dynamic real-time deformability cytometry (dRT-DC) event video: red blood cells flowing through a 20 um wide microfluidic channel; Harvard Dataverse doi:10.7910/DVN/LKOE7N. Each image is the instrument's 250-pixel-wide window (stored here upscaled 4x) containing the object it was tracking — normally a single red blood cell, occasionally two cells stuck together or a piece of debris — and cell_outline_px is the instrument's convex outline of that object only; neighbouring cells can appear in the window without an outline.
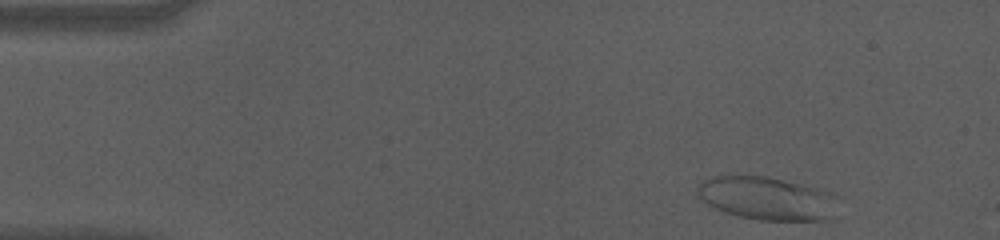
{"species": "human", "species_latin": "Homo sapiens", "temperature_condition": "cold", "stored_images_in_passage": 44, "camera_frame_rate_fps": 3000, "um_per_image_px": 0.085, "donor": {"sex": "male"}, "frame": {"image": 1, "passage_image": 2, "time_ms": 0.333, "image_size_px": [1000, 240], "cell_outline_px": [[836, 220], [760, 220], [740, 216], [724, 212], [700, 200], [696, 196], [696, 188], [704, 180], [712, 176], [768, 176], [800, 184], [812, 188], [820, 192]], "centroid_in_image_um": [64.93, 16.87], "position_along_channel_um": 20.1, "area_um2": 33.81}}
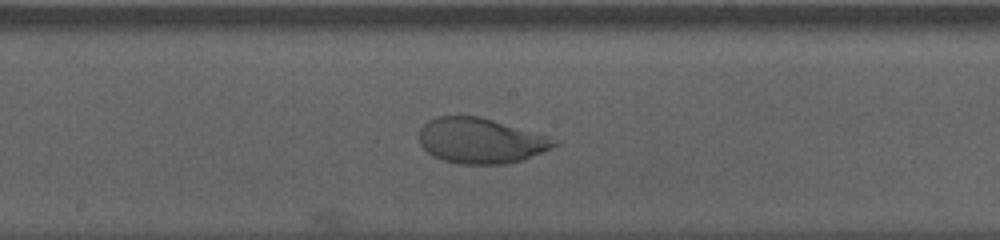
{"frame": {"image": 2, "passage_image": 26, "time_ms": 8.333, "image_size_px": [1000, 240], "cell_outline_px": [[560, 144], [552, 148], [520, 160], [504, 164], [456, 164], [432, 156], [420, 144], [420, 128], [428, 120], [436, 116], [480, 116], [548, 136]], "centroid_in_image_um": [40.82, 11.96], "position_along_channel_um": 207.4, "area_um2": 35.49}}
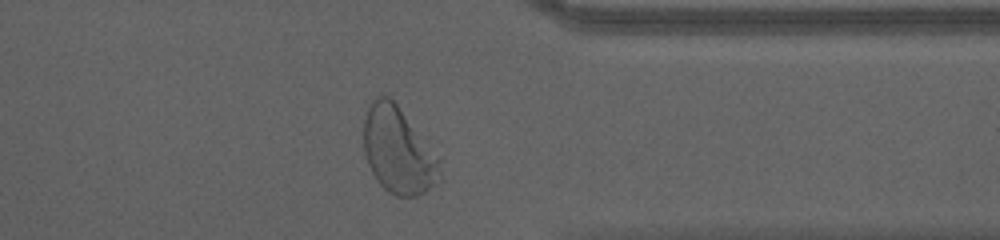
{"frame": {"image": 3, "passage_image": 41, "time_ms": 13.333, "image_size_px": [1000, 240], "cell_outline_px": [[444, 180], [440, 184], [416, 196], [396, 196], [388, 192], [380, 184], [372, 172], [364, 156], [364, 120], [368, 108], [372, 100], [380, 96], [388, 96], [396, 104], [440, 156]], "centroid_in_image_um": [33.92, 12.85], "position_along_channel_um": 377.5, "area_um2": 38.9}, "authors_computed_cell_mechanics": {"area_um2": 36.0094, "velocity_mm_per_s": 3.5219, "shape_relaxation_time_tau1_ms": 3.7826, "shape_relaxation_time_tau2_ms": null, "deformation_change_tau1": 0.1862, "deformation_change_tau2": null}}